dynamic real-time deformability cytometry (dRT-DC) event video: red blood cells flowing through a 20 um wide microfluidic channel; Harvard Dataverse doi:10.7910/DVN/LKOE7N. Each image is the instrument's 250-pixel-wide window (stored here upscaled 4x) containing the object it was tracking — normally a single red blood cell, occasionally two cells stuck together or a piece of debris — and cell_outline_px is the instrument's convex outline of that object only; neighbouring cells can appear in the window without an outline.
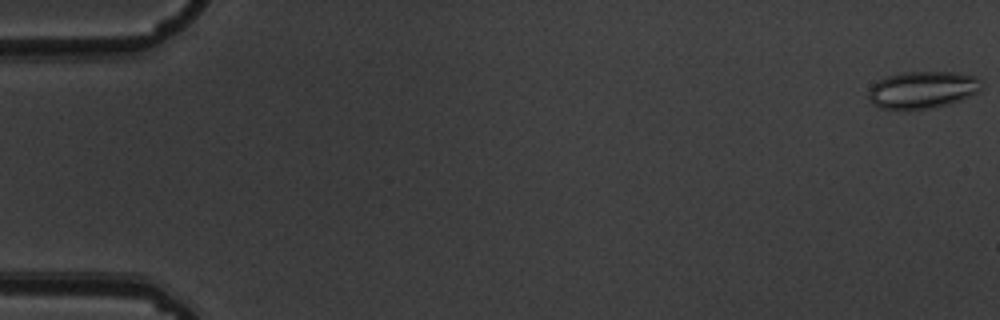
{"species": "common noctule bat (a hibernating species)", "species_latin": "Nyctalus noctula", "temperature_condition": "warm", "stored_images_in_passage": 4, "camera_frame_rate_fps": 3000, "um_per_image_px": 0.085, "animal": {"sex": "male", "body_mass_g": 19.5, "forearm_length_mm": 54.6}, "frame": {"image": 1, "passage_image": 1, "time_ms": 0.0, "image_size_px": [1000, 320], "cell_outline_px": [[984, 84], [980, 92], [960, 100], [928, 108], [880, 108], [872, 104], [868, 100], [868, 92], [872, 84], [888, 76], [900, 72], [956, 72], [976, 76], [984, 80]], "centroid_in_image_um": [78.46, 7.6], "position_along_channel_um": 6.5, "area_um2": 24.45}}